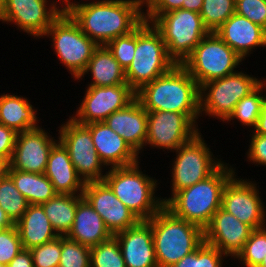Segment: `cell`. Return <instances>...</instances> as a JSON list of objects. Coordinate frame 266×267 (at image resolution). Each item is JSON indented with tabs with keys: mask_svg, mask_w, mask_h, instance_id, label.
<instances>
[{
	"mask_svg": "<svg viewBox=\"0 0 266 267\" xmlns=\"http://www.w3.org/2000/svg\"><path fill=\"white\" fill-rule=\"evenodd\" d=\"M146 143L167 149H177L197 134L193 121L187 114L170 111H147ZM193 129V130H192Z\"/></svg>",
	"mask_w": 266,
	"mask_h": 267,
	"instance_id": "5bb4252c",
	"label": "cell"
},
{
	"mask_svg": "<svg viewBox=\"0 0 266 267\" xmlns=\"http://www.w3.org/2000/svg\"><path fill=\"white\" fill-rule=\"evenodd\" d=\"M176 63L168 55L161 34L143 21L136 28V49L125 70L126 81L137 92L142 86L167 73Z\"/></svg>",
	"mask_w": 266,
	"mask_h": 267,
	"instance_id": "5b68a950",
	"label": "cell"
},
{
	"mask_svg": "<svg viewBox=\"0 0 266 267\" xmlns=\"http://www.w3.org/2000/svg\"><path fill=\"white\" fill-rule=\"evenodd\" d=\"M255 133L266 135V101L263 103L257 125L255 127Z\"/></svg>",
	"mask_w": 266,
	"mask_h": 267,
	"instance_id": "bcb514c9",
	"label": "cell"
},
{
	"mask_svg": "<svg viewBox=\"0 0 266 267\" xmlns=\"http://www.w3.org/2000/svg\"><path fill=\"white\" fill-rule=\"evenodd\" d=\"M113 235L107 229L102 217L83 198L77 205V210L71 230L66 237L89 248L97 246Z\"/></svg>",
	"mask_w": 266,
	"mask_h": 267,
	"instance_id": "d4e9b609",
	"label": "cell"
},
{
	"mask_svg": "<svg viewBox=\"0 0 266 267\" xmlns=\"http://www.w3.org/2000/svg\"><path fill=\"white\" fill-rule=\"evenodd\" d=\"M204 0H184L182 9L200 13Z\"/></svg>",
	"mask_w": 266,
	"mask_h": 267,
	"instance_id": "7dc6e473",
	"label": "cell"
},
{
	"mask_svg": "<svg viewBox=\"0 0 266 267\" xmlns=\"http://www.w3.org/2000/svg\"><path fill=\"white\" fill-rule=\"evenodd\" d=\"M237 256L247 267H258L266 256V230L263 227L253 229Z\"/></svg>",
	"mask_w": 266,
	"mask_h": 267,
	"instance_id": "e575fe53",
	"label": "cell"
},
{
	"mask_svg": "<svg viewBox=\"0 0 266 267\" xmlns=\"http://www.w3.org/2000/svg\"><path fill=\"white\" fill-rule=\"evenodd\" d=\"M23 249L30 250L56 239L55 231L41 205H28L23 216L15 223Z\"/></svg>",
	"mask_w": 266,
	"mask_h": 267,
	"instance_id": "484cf974",
	"label": "cell"
},
{
	"mask_svg": "<svg viewBox=\"0 0 266 267\" xmlns=\"http://www.w3.org/2000/svg\"><path fill=\"white\" fill-rule=\"evenodd\" d=\"M67 148L70 160L78 175H83V181H103L100 173V160L96 148L93 145L91 132L86 125L76 122L73 118L61 128L59 139Z\"/></svg>",
	"mask_w": 266,
	"mask_h": 267,
	"instance_id": "8fae6325",
	"label": "cell"
},
{
	"mask_svg": "<svg viewBox=\"0 0 266 267\" xmlns=\"http://www.w3.org/2000/svg\"><path fill=\"white\" fill-rule=\"evenodd\" d=\"M49 33L53 34L59 58L73 72L74 77L78 78L99 45L81 31L79 25L65 10L45 32Z\"/></svg>",
	"mask_w": 266,
	"mask_h": 267,
	"instance_id": "9c48e42d",
	"label": "cell"
},
{
	"mask_svg": "<svg viewBox=\"0 0 266 267\" xmlns=\"http://www.w3.org/2000/svg\"><path fill=\"white\" fill-rule=\"evenodd\" d=\"M9 168H10L9 160L0 156V179L8 175Z\"/></svg>",
	"mask_w": 266,
	"mask_h": 267,
	"instance_id": "681fc988",
	"label": "cell"
},
{
	"mask_svg": "<svg viewBox=\"0 0 266 267\" xmlns=\"http://www.w3.org/2000/svg\"><path fill=\"white\" fill-rule=\"evenodd\" d=\"M222 252L205 242L171 267H221Z\"/></svg>",
	"mask_w": 266,
	"mask_h": 267,
	"instance_id": "8d00e7d4",
	"label": "cell"
},
{
	"mask_svg": "<svg viewBox=\"0 0 266 267\" xmlns=\"http://www.w3.org/2000/svg\"><path fill=\"white\" fill-rule=\"evenodd\" d=\"M136 96L128 83L115 86H89L78 110L76 122L86 125L103 122L113 112L125 108Z\"/></svg>",
	"mask_w": 266,
	"mask_h": 267,
	"instance_id": "4fadbf2b",
	"label": "cell"
},
{
	"mask_svg": "<svg viewBox=\"0 0 266 267\" xmlns=\"http://www.w3.org/2000/svg\"><path fill=\"white\" fill-rule=\"evenodd\" d=\"M8 175L14 181L18 191L26 198L29 205H41L58 193L44 173L22 172L9 169Z\"/></svg>",
	"mask_w": 266,
	"mask_h": 267,
	"instance_id": "83f0119b",
	"label": "cell"
},
{
	"mask_svg": "<svg viewBox=\"0 0 266 267\" xmlns=\"http://www.w3.org/2000/svg\"><path fill=\"white\" fill-rule=\"evenodd\" d=\"M235 13L266 29V0H236Z\"/></svg>",
	"mask_w": 266,
	"mask_h": 267,
	"instance_id": "60d3db41",
	"label": "cell"
},
{
	"mask_svg": "<svg viewBox=\"0 0 266 267\" xmlns=\"http://www.w3.org/2000/svg\"><path fill=\"white\" fill-rule=\"evenodd\" d=\"M183 1L184 0H146L148 15L147 17L144 15V20L148 22V19L150 18L151 21H153V19L161 14L175 9H181Z\"/></svg>",
	"mask_w": 266,
	"mask_h": 267,
	"instance_id": "b9f144b4",
	"label": "cell"
},
{
	"mask_svg": "<svg viewBox=\"0 0 266 267\" xmlns=\"http://www.w3.org/2000/svg\"><path fill=\"white\" fill-rule=\"evenodd\" d=\"M225 169L222 164L205 180L176 192L171 199L161 201L176 217L204 230L214 213L221 208L223 189L233 176L232 170Z\"/></svg>",
	"mask_w": 266,
	"mask_h": 267,
	"instance_id": "3957f363",
	"label": "cell"
},
{
	"mask_svg": "<svg viewBox=\"0 0 266 267\" xmlns=\"http://www.w3.org/2000/svg\"><path fill=\"white\" fill-rule=\"evenodd\" d=\"M91 267H126L115 236L91 248Z\"/></svg>",
	"mask_w": 266,
	"mask_h": 267,
	"instance_id": "d6a6232c",
	"label": "cell"
},
{
	"mask_svg": "<svg viewBox=\"0 0 266 267\" xmlns=\"http://www.w3.org/2000/svg\"><path fill=\"white\" fill-rule=\"evenodd\" d=\"M66 3H67V6L65 8H63L64 10L70 5L69 1L68 0H65Z\"/></svg>",
	"mask_w": 266,
	"mask_h": 267,
	"instance_id": "f5cc1de1",
	"label": "cell"
},
{
	"mask_svg": "<svg viewBox=\"0 0 266 267\" xmlns=\"http://www.w3.org/2000/svg\"><path fill=\"white\" fill-rule=\"evenodd\" d=\"M22 249L16 225L0 230V264L7 266Z\"/></svg>",
	"mask_w": 266,
	"mask_h": 267,
	"instance_id": "ab89813d",
	"label": "cell"
},
{
	"mask_svg": "<svg viewBox=\"0 0 266 267\" xmlns=\"http://www.w3.org/2000/svg\"><path fill=\"white\" fill-rule=\"evenodd\" d=\"M93 140V145L104 164L112 167L128 166L137 162V153L130 145L104 122L86 124Z\"/></svg>",
	"mask_w": 266,
	"mask_h": 267,
	"instance_id": "7402d4cb",
	"label": "cell"
},
{
	"mask_svg": "<svg viewBox=\"0 0 266 267\" xmlns=\"http://www.w3.org/2000/svg\"><path fill=\"white\" fill-rule=\"evenodd\" d=\"M103 122L119 134L136 153L146 143L147 110L136 98L125 108L113 112Z\"/></svg>",
	"mask_w": 266,
	"mask_h": 267,
	"instance_id": "44dd1931",
	"label": "cell"
},
{
	"mask_svg": "<svg viewBox=\"0 0 266 267\" xmlns=\"http://www.w3.org/2000/svg\"><path fill=\"white\" fill-rule=\"evenodd\" d=\"M79 195L57 194L41 204L52 227L58 232L59 236H62V233L66 236L72 228L77 205L84 198L83 194L80 193Z\"/></svg>",
	"mask_w": 266,
	"mask_h": 267,
	"instance_id": "f546056e",
	"label": "cell"
},
{
	"mask_svg": "<svg viewBox=\"0 0 266 267\" xmlns=\"http://www.w3.org/2000/svg\"><path fill=\"white\" fill-rule=\"evenodd\" d=\"M143 2L107 0L90 4L72 3L65 11L86 36L103 46L117 37L130 34L144 21V15L139 11Z\"/></svg>",
	"mask_w": 266,
	"mask_h": 267,
	"instance_id": "6da1fadb",
	"label": "cell"
},
{
	"mask_svg": "<svg viewBox=\"0 0 266 267\" xmlns=\"http://www.w3.org/2000/svg\"><path fill=\"white\" fill-rule=\"evenodd\" d=\"M249 155L251 160L266 165V135H253Z\"/></svg>",
	"mask_w": 266,
	"mask_h": 267,
	"instance_id": "ee69618b",
	"label": "cell"
},
{
	"mask_svg": "<svg viewBox=\"0 0 266 267\" xmlns=\"http://www.w3.org/2000/svg\"><path fill=\"white\" fill-rule=\"evenodd\" d=\"M106 46L112 52L120 66L126 70L135 54L136 29L130 34L113 39Z\"/></svg>",
	"mask_w": 266,
	"mask_h": 267,
	"instance_id": "f35d334b",
	"label": "cell"
},
{
	"mask_svg": "<svg viewBox=\"0 0 266 267\" xmlns=\"http://www.w3.org/2000/svg\"><path fill=\"white\" fill-rule=\"evenodd\" d=\"M16 136L17 133L13 129L0 124V156L9 161L13 154Z\"/></svg>",
	"mask_w": 266,
	"mask_h": 267,
	"instance_id": "7bdbcfd3",
	"label": "cell"
},
{
	"mask_svg": "<svg viewBox=\"0 0 266 267\" xmlns=\"http://www.w3.org/2000/svg\"><path fill=\"white\" fill-rule=\"evenodd\" d=\"M135 98L147 111L187 114L193 121L199 110V86L181 65L142 86Z\"/></svg>",
	"mask_w": 266,
	"mask_h": 267,
	"instance_id": "7a4b0ae2",
	"label": "cell"
},
{
	"mask_svg": "<svg viewBox=\"0 0 266 267\" xmlns=\"http://www.w3.org/2000/svg\"><path fill=\"white\" fill-rule=\"evenodd\" d=\"M46 0H5L0 11V20L14 21L24 31L36 35H45L47 29L63 13L64 9H45Z\"/></svg>",
	"mask_w": 266,
	"mask_h": 267,
	"instance_id": "ac0fdd59",
	"label": "cell"
},
{
	"mask_svg": "<svg viewBox=\"0 0 266 267\" xmlns=\"http://www.w3.org/2000/svg\"><path fill=\"white\" fill-rule=\"evenodd\" d=\"M236 0H204L200 11L204 26L215 32L235 13Z\"/></svg>",
	"mask_w": 266,
	"mask_h": 267,
	"instance_id": "1f68e13d",
	"label": "cell"
},
{
	"mask_svg": "<svg viewBox=\"0 0 266 267\" xmlns=\"http://www.w3.org/2000/svg\"><path fill=\"white\" fill-rule=\"evenodd\" d=\"M62 251V236L30 249L34 267H58Z\"/></svg>",
	"mask_w": 266,
	"mask_h": 267,
	"instance_id": "74e56055",
	"label": "cell"
},
{
	"mask_svg": "<svg viewBox=\"0 0 266 267\" xmlns=\"http://www.w3.org/2000/svg\"><path fill=\"white\" fill-rule=\"evenodd\" d=\"M153 242L158 267H171L204 242V230L176 217L163 206L151 219Z\"/></svg>",
	"mask_w": 266,
	"mask_h": 267,
	"instance_id": "277c9868",
	"label": "cell"
},
{
	"mask_svg": "<svg viewBox=\"0 0 266 267\" xmlns=\"http://www.w3.org/2000/svg\"><path fill=\"white\" fill-rule=\"evenodd\" d=\"M252 230L249 225L219 208L204 229V242L216 247L225 255L237 256L249 239Z\"/></svg>",
	"mask_w": 266,
	"mask_h": 267,
	"instance_id": "d6986e66",
	"label": "cell"
},
{
	"mask_svg": "<svg viewBox=\"0 0 266 267\" xmlns=\"http://www.w3.org/2000/svg\"><path fill=\"white\" fill-rule=\"evenodd\" d=\"M32 105L25 98L2 95L0 97V124L21 133L35 126L36 116Z\"/></svg>",
	"mask_w": 266,
	"mask_h": 267,
	"instance_id": "f1b7e54d",
	"label": "cell"
},
{
	"mask_svg": "<svg viewBox=\"0 0 266 267\" xmlns=\"http://www.w3.org/2000/svg\"><path fill=\"white\" fill-rule=\"evenodd\" d=\"M28 205L9 175L0 179V206L14 224L23 216Z\"/></svg>",
	"mask_w": 266,
	"mask_h": 267,
	"instance_id": "4dcf8cb0",
	"label": "cell"
},
{
	"mask_svg": "<svg viewBox=\"0 0 266 267\" xmlns=\"http://www.w3.org/2000/svg\"><path fill=\"white\" fill-rule=\"evenodd\" d=\"M14 225L15 224L11 221V219L8 217V215L5 213V211L0 206V230L10 228Z\"/></svg>",
	"mask_w": 266,
	"mask_h": 267,
	"instance_id": "c3c4849f",
	"label": "cell"
},
{
	"mask_svg": "<svg viewBox=\"0 0 266 267\" xmlns=\"http://www.w3.org/2000/svg\"><path fill=\"white\" fill-rule=\"evenodd\" d=\"M241 60L216 32H209L181 65L200 86L233 74Z\"/></svg>",
	"mask_w": 266,
	"mask_h": 267,
	"instance_id": "ba28073f",
	"label": "cell"
},
{
	"mask_svg": "<svg viewBox=\"0 0 266 267\" xmlns=\"http://www.w3.org/2000/svg\"><path fill=\"white\" fill-rule=\"evenodd\" d=\"M262 86L263 83H261L249 95L243 97L240 101H238L235 109L227 120L236 117L243 124L250 125L255 128L258 122L261 107L266 101V98L258 95V92H260L261 88H263Z\"/></svg>",
	"mask_w": 266,
	"mask_h": 267,
	"instance_id": "836d02e7",
	"label": "cell"
},
{
	"mask_svg": "<svg viewBox=\"0 0 266 267\" xmlns=\"http://www.w3.org/2000/svg\"><path fill=\"white\" fill-rule=\"evenodd\" d=\"M253 184L233 179L226 183L222 192L221 208L252 229L262 228L264 211Z\"/></svg>",
	"mask_w": 266,
	"mask_h": 267,
	"instance_id": "2e32d148",
	"label": "cell"
},
{
	"mask_svg": "<svg viewBox=\"0 0 266 267\" xmlns=\"http://www.w3.org/2000/svg\"><path fill=\"white\" fill-rule=\"evenodd\" d=\"M4 3H5V0H0V11H1V9H2L3 6H4Z\"/></svg>",
	"mask_w": 266,
	"mask_h": 267,
	"instance_id": "816d5d0a",
	"label": "cell"
},
{
	"mask_svg": "<svg viewBox=\"0 0 266 267\" xmlns=\"http://www.w3.org/2000/svg\"><path fill=\"white\" fill-rule=\"evenodd\" d=\"M137 165L136 162L128 166L112 167L104 175L103 181L140 220H149L164 203L154 200L155 183L150 177L141 174Z\"/></svg>",
	"mask_w": 266,
	"mask_h": 267,
	"instance_id": "8992f818",
	"label": "cell"
},
{
	"mask_svg": "<svg viewBox=\"0 0 266 267\" xmlns=\"http://www.w3.org/2000/svg\"><path fill=\"white\" fill-rule=\"evenodd\" d=\"M258 267H266V256L263 258L261 264Z\"/></svg>",
	"mask_w": 266,
	"mask_h": 267,
	"instance_id": "f907efd6",
	"label": "cell"
},
{
	"mask_svg": "<svg viewBox=\"0 0 266 267\" xmlns=\"http://www.w3.org/2000/svg\"><path fill=\"white\" fill-rule=\"evenodd\" d=\"M91 248L62 235V251L58 267H91Z\"/></svg>",
	"mask_w": 266,
	"mask_h": 267,
	"instance_id": "d590c367",
	"label": "cell"
},
{
	"mask_svg": "<svg viewBox=\"0 0 266 267\" xmlns=\"http://www.w3.org/2000/svg\"><path fill=\"white\" fill-rule=\"evenodd\" d=\"M89 70H91L94 79L90 86L106 87L127 83L125 70L120 66L106 45H99L95 49L86 69L78 79Z\"/></svg>",
	"mask_w": 266,
	"mask_h": 267,
	"instance_id": "4316f807",
	"label": "cell"
},
{
	"mask_svg": "<svg viewBox=\"0 0 266 267\" xmlns=\"http://www.w3.org/2000/svg\"><path fill=\"white\" fill-rule=\"evenodd\" d=\"M83 197L102 217L107 229L115 234L133 227L140 219L116 197L104 181L87 182Z\"/></svg>",
	"mask_w": 266,
	"mask_h": 267,
	"instance_id": "9a60e30c",
	"label": "cell"
},
{
	"mask_svg": "<svg viewBox=\"0 0 266 267\" xmlns=\"http://www.w3.org/2000/svg\"><path fill=\"white\" fill-rule=\"evenodd\" d=\"M153 23L176 64H182L209 33L199 13L182 8L159 15Z\"/></svg>",
	"mask_w": 266,
	"mask_h": 267,
	"instance_id": "52a82bcc",
	"label": "cell"
},
{
	"mask_svg": "<svg viewBox=\"0 0 266 267\" xmlns=\"http://www.w3.org/2000/svg\"><path fill=\"white\" fill-rule=\"evenodd\" d=\"M261 83L243 73H233L202 84L199 86V110L203 109L210 115L227 120L238 101L253 92ZM209 87H211L210 91L203 104L201 91Z\"/></svg>",
	"mask_w": 266,
	"mask_h": 267,
	"instance_id": "30bf717a",
	"label": "cell"
},
{
	"mask_svg": "<svg viewBox=\"0 0 266 267\" xmlns=\"http://www.w3.org/2000/svg\"><path fill=\"white\" fill-rule=\"evenodd\" d=\"M176 150L180 151L173 168V195L205 180L222 165L219 162L212 164L209 148L205 146L199 133Z\"/></svg>",
	"mask_w": 266,
	"mask_h": 267,
	"instance_id": "7c38bea8",
	"label": "cell"
},
{
	"mask_svg": "<svg viewBox=\"0 0 266 267\" xmlns=\"http://www.w3.org/2000/svg\"><path fill=\"white\" fill-rule=\"evenodd\" d=\"M215 32L241 58H244L252 47L266 45V29L237 13Z\"/></svg>",
	"mask_w": 266,
	"mask_h": 267,
	"instance_id": "603a6c76",
	"label": "cell"
},
{
	"mask_svg": "<svg viewBox=\"0 0 266 267\" xmlns=\"http://www.w3.org/2000/svg\"><path fill=\"white\" fill-rule=\"evenodd\" d=\"M114 236L119 242L126 267H158L152 227L147 220H140Z\"/></svg>",
	"mask_w": 266,
	"mask_h": 267,
	"instance_id": "ffe728a7",
	"label": "cell"
},
{
	"mask_svg": "<svg viewBox=\"0 0 266 267\" xmlns=\"http://www.w3.org/2000/svg\"><path fill=\"white\" fill-rule=\"evenodd\" d=\"M54 144V140L49 139L38 127L17 133L9 169L45 173L48 156Z\"/></svg>",
	"mask_w": 266,
	"mask_h": 267,
	"instance_id": "e0dca14e",
	"label": "cell"
},
{
	"mask_svg": "<svg viewBox=\"0 0 266 267\" xmlns=\"http://www.w3.org/2000/svg\"><path fill=\"white\" fill-rule=\"evenodd\" d=\"M55 143L49 153L45 175L51 181L58 194L74 195L81 188V194L85 188V182L80 179L73 166L69 152L61 141ZM82 180V181H81Z\"/></svg>",
	"mask_w": 266,
	"mask_h": 267,
	"instance_id": "cb8c5ba5",
	"label": "cell"
},
{
	"mask_svg": "<svg viewBox=\"0 0 266 267\" xmlns=\"http://www.w3.org/2000/svg\"><path fill=\"white\" fill-rule=\"evenodd\" d=\"M7 267H34L30 250L22 249Z\"/></svg>",
	"mask_w": 266,
	"mask_h": 267,
	"instance_id": "f6af8a7d",
	"label": "cell"
}]
</instances>
